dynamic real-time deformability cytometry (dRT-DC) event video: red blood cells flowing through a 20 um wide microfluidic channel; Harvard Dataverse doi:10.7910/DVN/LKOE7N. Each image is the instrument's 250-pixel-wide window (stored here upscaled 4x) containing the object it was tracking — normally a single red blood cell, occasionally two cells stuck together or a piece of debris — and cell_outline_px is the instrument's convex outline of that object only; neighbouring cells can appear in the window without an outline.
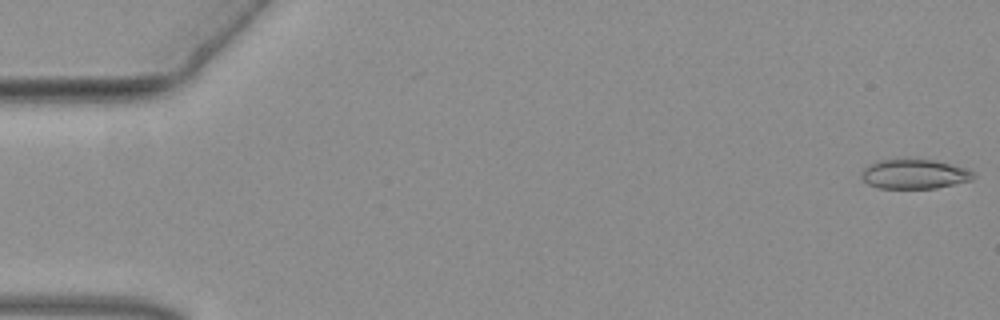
{"species": "common noctule bat (a hibernating species)", "species_latin": "Nyctalus noctula", "temperature_condition": "warm", "stored_images_in_passage": 50, "camera_frame_rate_fps": 3000, "um_per_image_px": 0.085, "animal": {"sex": "female", "body_mass_g": 19.3, "forearm_length_mm": 54.1}, "frame": {"image": 1, "passage_image": 1, "time_ms": 0.0, "image_size_px": [1000, 320], "cell_outline_px": [[976, 176], [972, 180], [936, 188], [880, 188], [868, 184], [860, 176], [860, 172], [868, 164], [876, 160], [936, 160], [968, 168]], "centroid_in_image_um": [77.72, 14.79], "position_along_channel_um": 7.3, "area_um2": 19.31}}
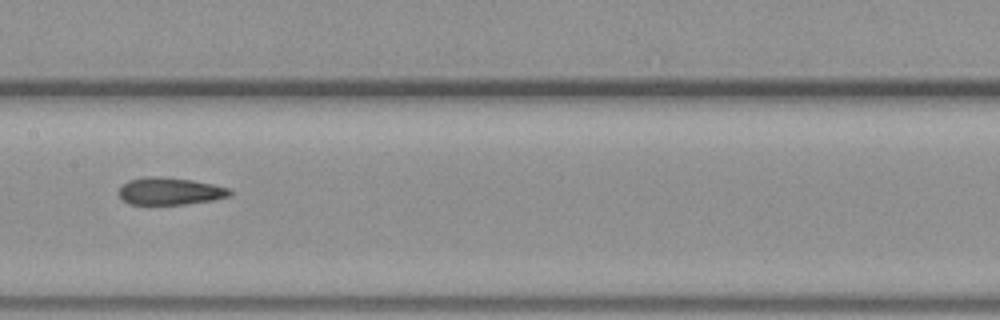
{"frame": {"image": 2, "passage_image": 27, "time_ms": 8.667, "image_size_px": [1000, 320], "cell_outline_px": [[232, 196], [212, 200], [184, 204], [128, 204], [120, 200], [116, 192], [128, 180], [148, 176], [160, 176], [192, 180], [212, 184], [228, 188], [232, 192]], "centroid_in_image_um": [14.39, 16.25], "position_along_channel_um": 193.0, "area_um2": 17.8}}
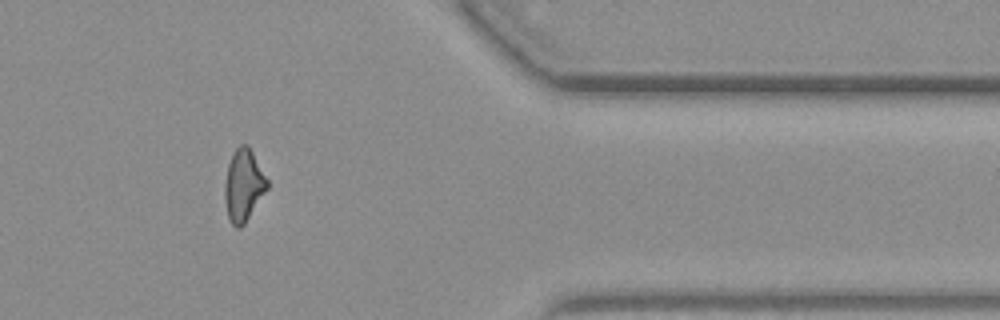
{"frame": {"image": 3, "passage_image": 44, "time_ms": 14.333, "image_size_px": [1000, 320], "cell_outline_px": [[268, 188], [244, 224], [240, 228], [236, 228], [232, 224], [228, 216], [224, 200], [224, 184], [228, 164], [236, 148], [240, 144], [248, 144], [268, 180]], "centroid_in_image_um": [20.69, 15.75], "position_along_channel_um": 390.7, "area_um2": 17.74}}